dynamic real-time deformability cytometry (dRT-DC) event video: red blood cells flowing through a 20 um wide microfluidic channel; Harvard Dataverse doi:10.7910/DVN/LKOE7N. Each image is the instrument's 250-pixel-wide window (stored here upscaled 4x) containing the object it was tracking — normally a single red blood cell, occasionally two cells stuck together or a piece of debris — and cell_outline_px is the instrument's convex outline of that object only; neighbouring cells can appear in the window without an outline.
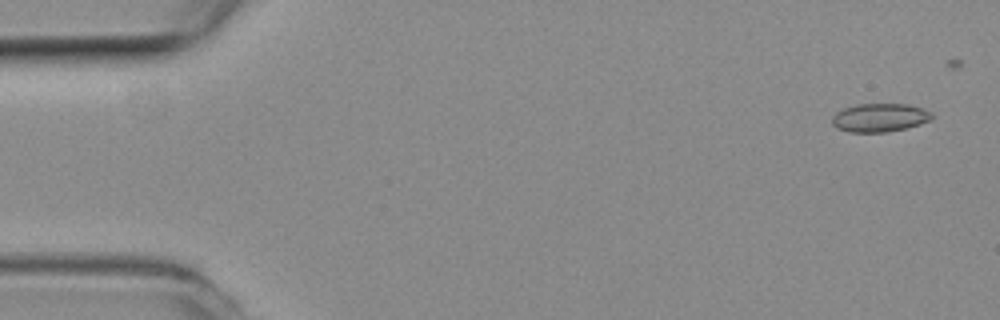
{"species": "common noctule bat (a hibernating species)", "species_latin": "Nyctalus noctula", "temperature_condition": "room temperature", "stored_images_in_passage": 50, "camera_frame_rate_fps": 3000, "um_per_image_px": 0.085, "animal": {"sex": "female", "body_mass_g": 19.3, "forearm_length_mm": 54.1}, "frame": {"image": 1, "passage_image": 3, "time_ms": 0.667, "image_size_px": [1000, 320], "cell_outline_px": [[932, 120], [920, 124], [888, 132], [848, 132], [836, 128], [832, 124], [832, 116], [836, 112], [844, 108], [856, 104], [908, 104], [932, 112]], "centroid_in_image_um": [74.75, 10.0], "position_along_channel_um": 10.2, "area_um2": 16.59}}
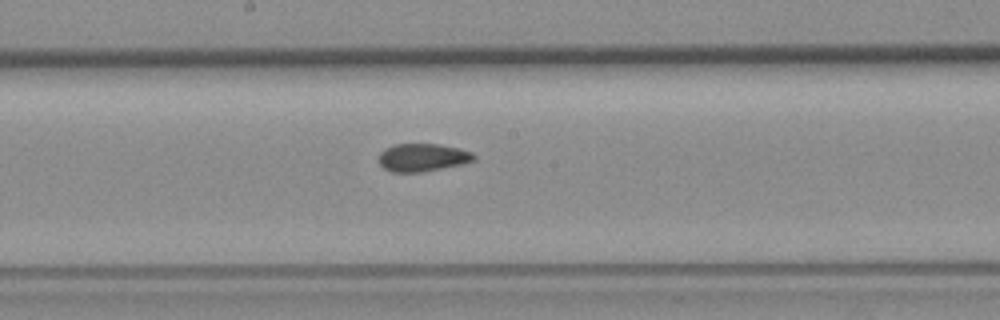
{"frame": {"image": 2, "passage_image": 29, "time_ms": 9.333, "image_size_px": [1000, 320], "cell_outline_px": [[476, 160], [464, 164], [424, 172], [392, 172], [384, 168], [380, 164], [380, 152], [396, 144], [436, 144], [456, 148], [472, 152], [476, 156]], "centroid_in_image_um": [35.96, 13.4], "position_along_channel_um": 212.2, "area_um2": 15.37}}
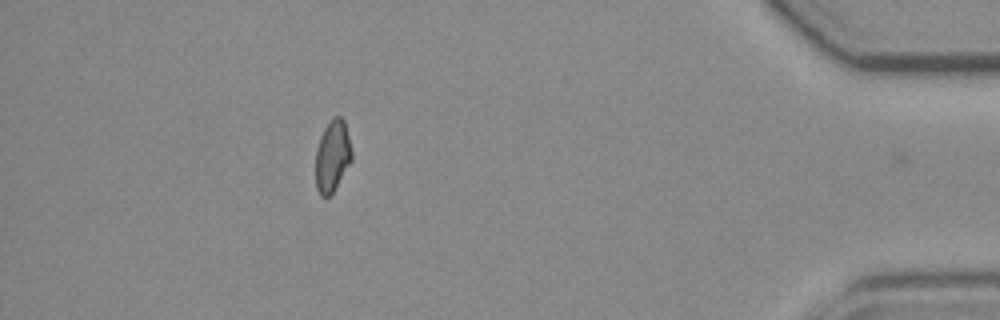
{"frame": {"image": 3, "passage_image": 49, "time_ms": 16.0, "image_size_px": [1000, 320], "cell_outline_px": [[352, 160], [332, 192], [328, 196], [320, 196], [316, 188], [316, 148], [320, 136], [324, 128], [336, 116], [340, 116], [344, 120], [352, 152]], "centroid_in_image_um": [28.24, 13.27], "position_along_channel_um": 407.0, "area_um2": 14.8}, "authors_computed_cell_mechanics": {"area_um2": 16.0106, "velocity_mm_per_s": 3.7767, "shape_relaxation_time_tau1_ms": null, "shape_relaxation_time_tau2_ms": 2.638, "deformation_change_tau1": null, "deformation_change_tau2": 0.0847}}